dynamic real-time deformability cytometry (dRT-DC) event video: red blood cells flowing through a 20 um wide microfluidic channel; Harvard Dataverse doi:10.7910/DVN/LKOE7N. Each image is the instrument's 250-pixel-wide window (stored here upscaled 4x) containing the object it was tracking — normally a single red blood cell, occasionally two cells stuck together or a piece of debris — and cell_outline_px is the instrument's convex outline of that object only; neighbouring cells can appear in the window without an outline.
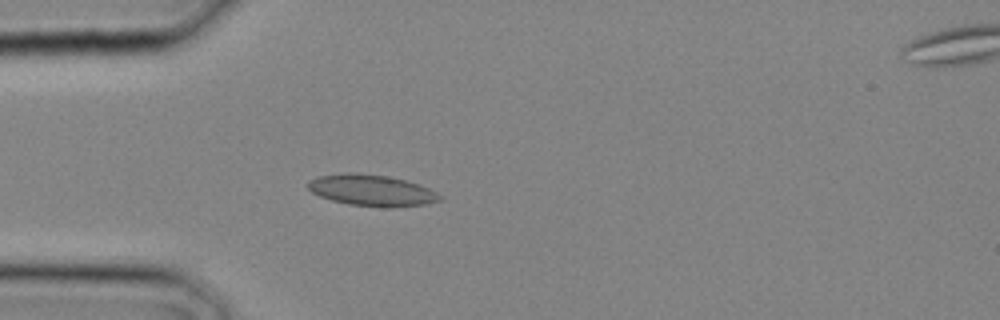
{"species": "common noctule bat (a hibernating species)", "species_latin": "Nyctalus noctula", "temperature_condition": "cold", "stored_images_in_passage": 14, "camera_frame_rate_fps": 3000, "um_per_image_px": 0.085, "animal": {"sex": "male", "body_mass_g": 20.4}, "frame": {"image": 1, "passage_image": 1, "time_ms": 0.0, "image_size_px": [1000, 320], "cell_outline_px": [[444, 196], [440, 200], [428, 204], [392, 208], [384, 208], [348, 204], [332, 200], [320, 196], [312, 192], [308, 188], [308, 180], [320, 176], [344, 172], [356, 172], [384, 176], [404, 180], [420, 184]], "centroid_in_image_um": [31.62, 16.19], "position_along_channel_um": 53.4, "area_um2": 24.22}}
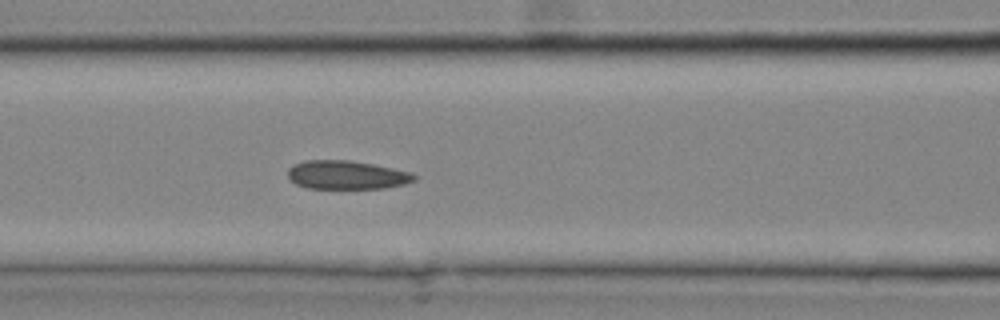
{"frame": {"image": 2, "passage_image": 5, "time_ms": 1.333, "image_size_px": [1000, 320], "cell_outline_px": [[416, 180], [404, 184], [384, 188], [308, 188], [296, 184], [288, 176], [288, 168], [304, 160], [352, 160], [412, 172], [416, 176]], "centroid_in_image_um": [29.48, 14.86], "position_along_channel_um": 137.1, "area_um2": 20.98}}
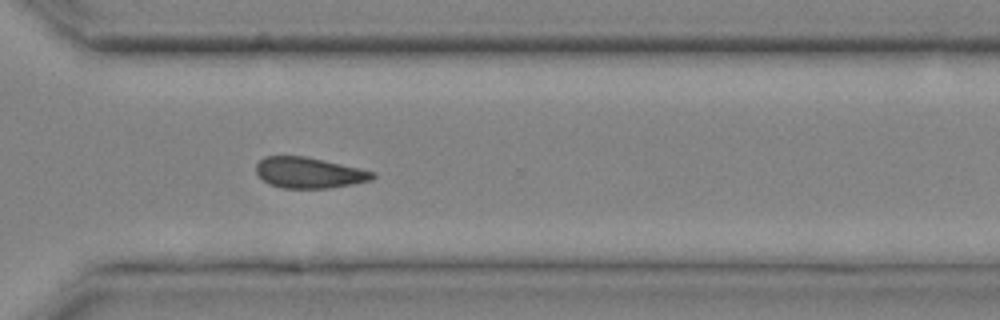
{"frame": {"image": 3, "passage_image": 14, "time_ms": 4.333, "image_size_px": [1000, 320], "cell_outline_px": [[376, 176], [372, 180], [352, 184], [324, 188], [284, 188], [272, 184], [264, 180], [256, 172], [256, 164], [264, 156], [304, 156], [360, 168], [376, 172]], "centroid_in_image_um": [26.29, 14.67], "position_along_channel_um": 344.3, "area_um2": 20.69}}